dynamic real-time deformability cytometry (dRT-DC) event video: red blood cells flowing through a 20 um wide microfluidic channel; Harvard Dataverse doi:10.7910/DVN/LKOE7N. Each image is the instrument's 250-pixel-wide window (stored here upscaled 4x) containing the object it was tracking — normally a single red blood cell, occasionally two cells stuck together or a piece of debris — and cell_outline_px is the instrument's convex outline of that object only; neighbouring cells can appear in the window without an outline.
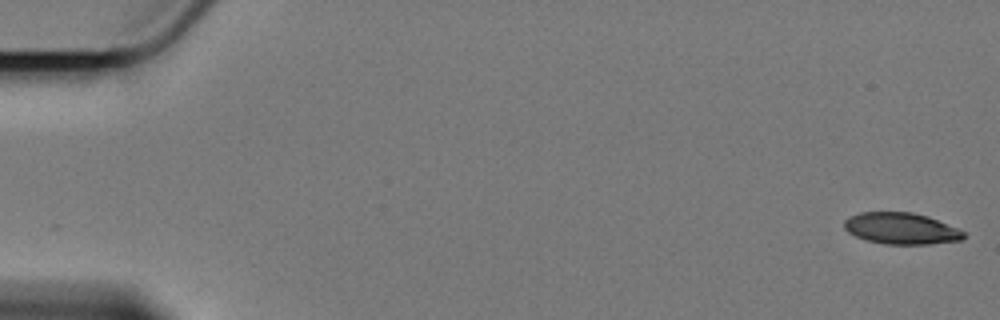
{"species": "Egyptian fruit bat (a non-hibernating species)", "species_latin": "Rousettus aegyptiacus", "temperature_condition": "cold", "stored_images_in_passage": 8, "camera_frame_rate_fps": 3000, "um_per_image_px": 0.085, "animal": {"sex": "female"}, "frame": {"image": 1, "passage_image": 1, "time_ms": 0.0, "image_size_px": [1000, 320], "cell_outline_px": [[968, 236], [960, 240], [928, 244], [884, 244], [868, 240], [856, 236], [848, 232], [844, 228], [844, 220], [848, 216], [860, 212], [912, 212], [928, 216], [956, 228], [964, 232]], "centroid_in_image_um": [76.58, 19.41], "position_along_channel_um": 8.4, "area_um2": 21.85}}